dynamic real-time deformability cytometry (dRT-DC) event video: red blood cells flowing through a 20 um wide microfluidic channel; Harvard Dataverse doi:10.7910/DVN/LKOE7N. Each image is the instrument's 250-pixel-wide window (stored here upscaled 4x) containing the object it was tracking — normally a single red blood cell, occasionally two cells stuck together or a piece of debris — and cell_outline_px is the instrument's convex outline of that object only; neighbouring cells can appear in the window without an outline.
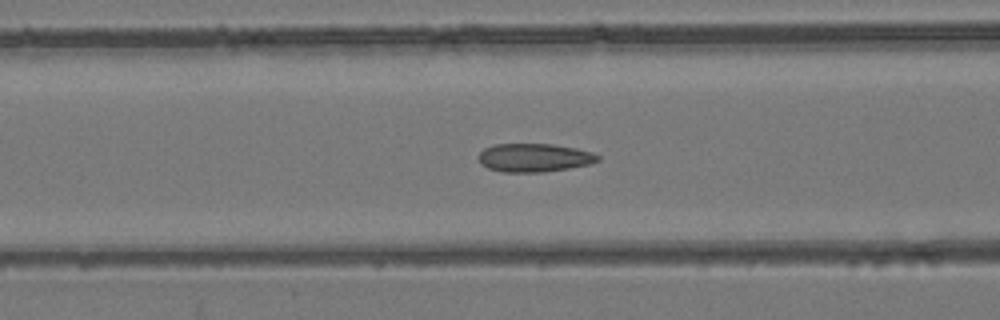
{"species": "common noctule bat (a hibernating species)", "species_latin": "Nyctalus noctula", "temperature_condition": "room temperature", "stored_images_in_passage": 54, "camera_frame_rate_fps": 3000, "um_per_image_px": 0.085, "animal": {"sex": "female", "body_mass_g": 24.6, "forearm_length_mm": 56.2}, "frame": {"image": 1, "passage_image": 22, "time_ms": 7.0, "image_size_px": [1000, 320], "cell_outline_px": [[600, 160], [588, 164], [568, 168], [544, 172], [504, 172], [488, 168], [480, 164], [480, 152], [484, 148], [492, 144], [552, 144], [576, 148], [592, 152], [600, 156]], "centroid_in_image_um": [45.41, 13.4], "position_along_channel_um": 121.2, "area_um2": 19.71}}
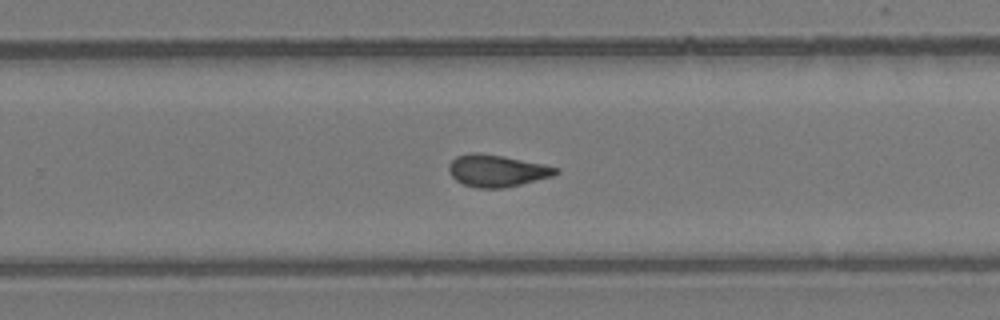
{"frame": {"image": 2, "passage_image": 35, "time_ms": 11.333, "image_size_px": [1000, 320], "cell_outline_px": [[560, 172], [552, 176], [504, 188], [476, 188], [464, 184], [456, 180], [448, 172], [448, 164], [456, 156], [472, 152], [480, 152], [504, 156], [544, 164], [560, 168]], "centroid_in_image_um": [42.22, 14.5], "position_along_channel_um": 287.6, "area_um2": 20.06}}
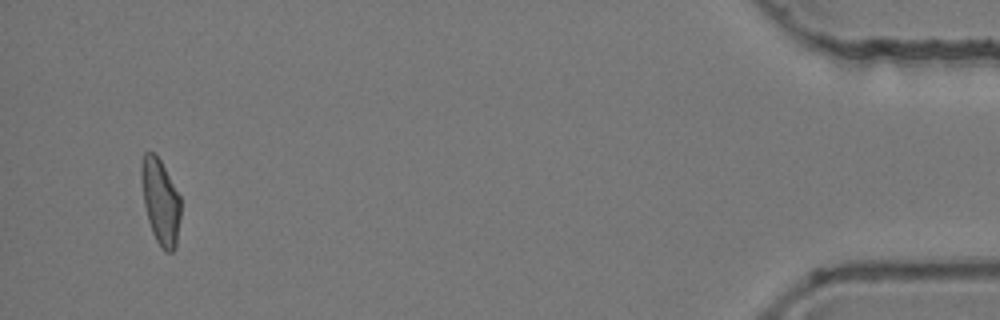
{"frame": {"image": 3, "passage_image": 52, "time_ms": 17.0, "image_size_px": [1000, 320], "cell_outline_px": [[180, 220], [176, 248], [172, 252], [164, 252], [160, 248], [152, 232], [148, 220], [144, 204], [140, 180], [140, 168], [144, 152], [156, 152], [180, 196]], "centroid_in_image_um": [13.63, 17.14], "position_along_channel_um": 421.6, "area_um2": 19.88}, "authors_computed_cell_mechanics": {"area_um2": 19.9988, "velocity_mm_per_s": 3.8348, "shape_relaxation_time_tau1_ms": null, "shape_relaxation_time_tau2_ms": 1.5447, "deformation_change_tau1": null, "deformation_change_tau2": 0.077}}